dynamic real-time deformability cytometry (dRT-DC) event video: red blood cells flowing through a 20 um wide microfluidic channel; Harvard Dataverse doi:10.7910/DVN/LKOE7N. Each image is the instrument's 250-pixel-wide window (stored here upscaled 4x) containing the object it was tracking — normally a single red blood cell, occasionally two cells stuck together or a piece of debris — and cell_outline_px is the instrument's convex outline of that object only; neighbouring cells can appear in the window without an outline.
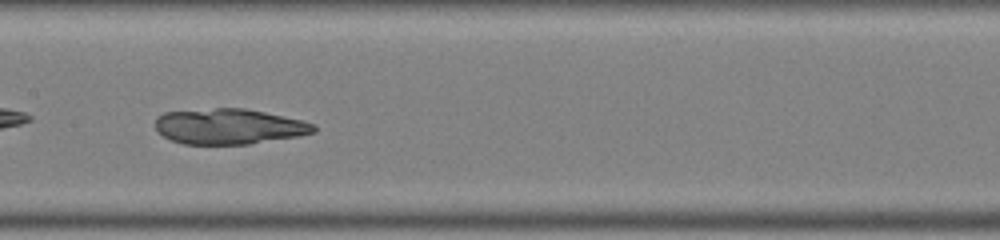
{"species": "common noctule bat (a hibernating species)", "species_latin": "Nyctalus noctula", "temperature_condition": "warm", "stored_images_in_passage": 44, "camera_frame_rate_fps": 3000, "um_per_image_px": 0.085, "animal": {"sex": "male", "body_mass_g": 19.0, "forearm_length_mm": 50.8}, "frame": {"image": 1, "passage_image": 19, "time_ms": 6.0, "image_size_px": [1000, 240], "cell_outline_px": [[316, 132], [300, 136], [248, 144], [184, 144], [172, 140], [164, 136], [156, 128], [156, 116], [164, 112], [216, 108], [244, 108], [264, 112], [300, 120], [316, 124]], "centroid_in_image_um": [19.48, 10.75], "position_along_channel_um": 187.9, "area_um2": 32.66}}